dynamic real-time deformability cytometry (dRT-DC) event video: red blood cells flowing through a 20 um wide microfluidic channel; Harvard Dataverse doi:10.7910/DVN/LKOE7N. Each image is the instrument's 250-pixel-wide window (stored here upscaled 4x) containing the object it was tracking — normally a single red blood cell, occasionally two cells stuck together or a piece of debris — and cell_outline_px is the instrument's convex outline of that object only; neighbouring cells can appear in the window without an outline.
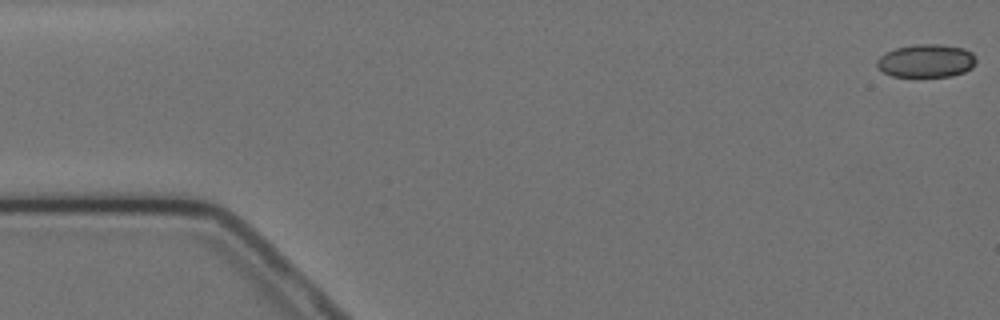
{"species": "Egyptian fruit bat (a non-hibernating species)", "species_latin": "Rousettus aegyptiacus", "temperature_condition": "cold", "stored_images_in_passage": 3, "camera_frame_rate_fps": 3000, "um_per_image_px": 0.085, "animal": {"sex": "female"}, "frame": {"image": 1, "passage_image": 1, "time_ms": 0.0, "image_size_px": [1000, 320], "cell_outline_px": [[976, 64], [972, 68], [964, 72], [952, 76], [892, 76], [884, 72], [876, 64], [876, 60], [884, 52], [896, 48], [916, 44], [940, 44], [964, 48], [972, 52], [976, 56]], "centroid_in_image_um": [78.76, 5.16], "position_along_channel_um": 6.2, "area_um2": 19.25}}